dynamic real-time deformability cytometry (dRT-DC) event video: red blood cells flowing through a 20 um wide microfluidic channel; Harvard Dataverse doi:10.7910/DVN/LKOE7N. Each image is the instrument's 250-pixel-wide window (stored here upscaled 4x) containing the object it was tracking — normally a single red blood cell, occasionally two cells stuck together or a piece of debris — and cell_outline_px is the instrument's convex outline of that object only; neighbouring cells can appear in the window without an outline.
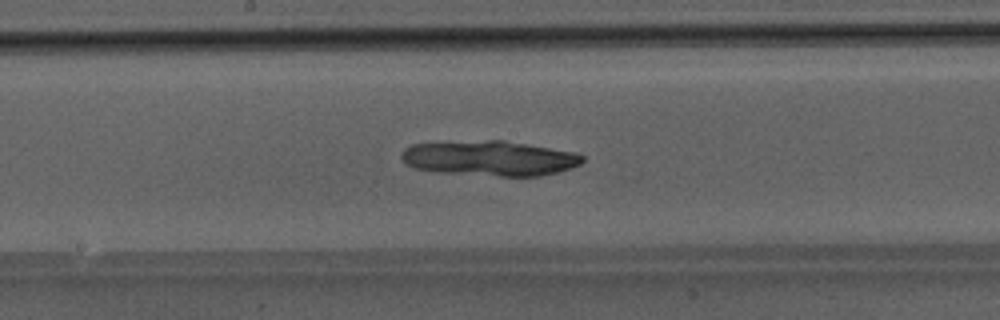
{"species": "Egyptian fruit bat (a non-hibernating species)", "species_latin": "Rousettus aegyptiacus", "temperature_condition": "room temperature", "stored_images_in_passage": 25, "camera_frame_rate_fps": 3000, "um_per_image_px": 0.085, "animal": {"sex": "male"}, "frame": {"image": 1, "passage_image": 24, "time_ms": 7.667, "image_size_px": [1000, 320], "cell_outline_px": [[584, 160], [580, 164], [572, 168], [540, 176], [500, 176], [440, 172], [416, 168], [408, 164], [400, 156], [404, 148], [412, 144], [488, 140], [504, 140], [576, 152], [584, 156]], "centroid_in_image_um": [41.67, 13.45], "position_along_channel_um": 206.5, "area_um2": 36.82}}